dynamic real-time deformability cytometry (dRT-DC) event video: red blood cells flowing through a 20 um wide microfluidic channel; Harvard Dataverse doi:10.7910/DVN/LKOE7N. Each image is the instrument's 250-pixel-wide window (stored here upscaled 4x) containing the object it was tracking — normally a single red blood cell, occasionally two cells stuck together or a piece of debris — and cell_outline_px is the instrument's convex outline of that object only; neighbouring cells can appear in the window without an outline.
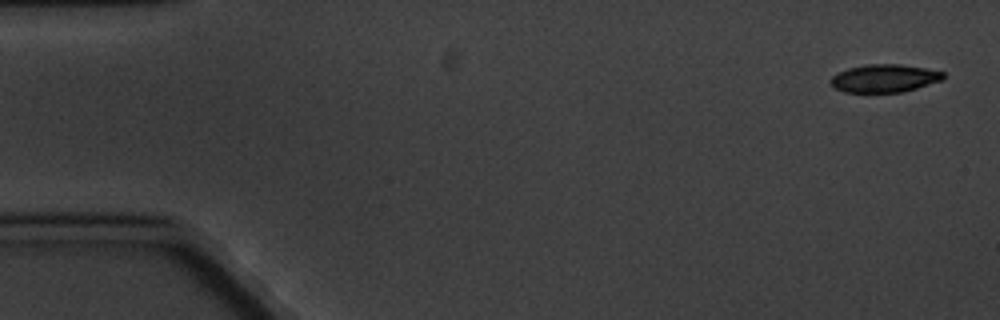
{"species": "common noctule bat (a hibernating species)", "species_latin": "Nyctalus noctula", "temperature_condition": "cold", "stored_images_in_passage": 7, "camera_frame_rate_fps": 3000, "um_per_image_px": 0.085, "animal": {"sex": "male", "body_mass_g": 20.1, "forearm_length_mm": 53.5}, "frame": {"image": 1, "passage_image": 1, "time_ms": 0.0, "image_size_px": [1000, 320], "cell_outline_px": [[944, 80], [916, 88], [900, 92], [844, 92], [836, 88], [828, 80], [832, 76], [848, 68], [864, 64], [900, 64], [924, 68], [944, 72]], "centroid_in_image_um": [75.18, 6.65], "position_along_channel_um": 9.8, "area_um2": 18.26}}
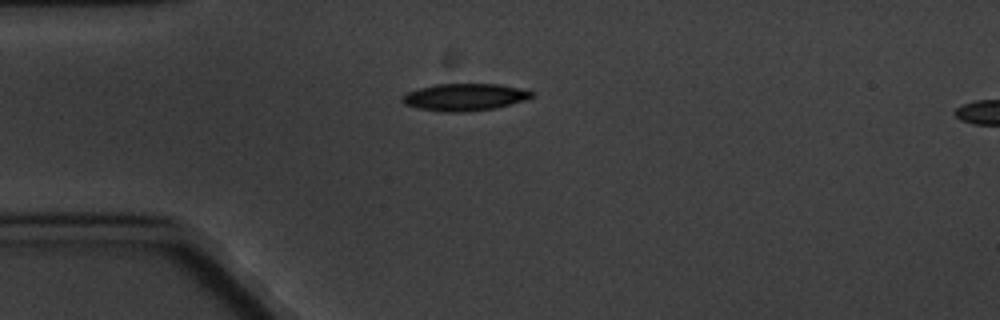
{"frame": {"image": 2, "passage_image": 4, "time_ms": 4.333, "image_size_px": [1000, 320], "cell_outline_px": [[532, 96], [524, 100], [496, 108], [468, 112], [444, 112], [416, 108], [404, 104], [400, 100], [400, 96], [408, 92], [420, 88], [436, 84], [500, 84], [520, 88], [532, 92]], "centroid_in_image_um": [39.44, 8.26], "position_along_channel_um": 45.6, "area_um2": 20.52}}